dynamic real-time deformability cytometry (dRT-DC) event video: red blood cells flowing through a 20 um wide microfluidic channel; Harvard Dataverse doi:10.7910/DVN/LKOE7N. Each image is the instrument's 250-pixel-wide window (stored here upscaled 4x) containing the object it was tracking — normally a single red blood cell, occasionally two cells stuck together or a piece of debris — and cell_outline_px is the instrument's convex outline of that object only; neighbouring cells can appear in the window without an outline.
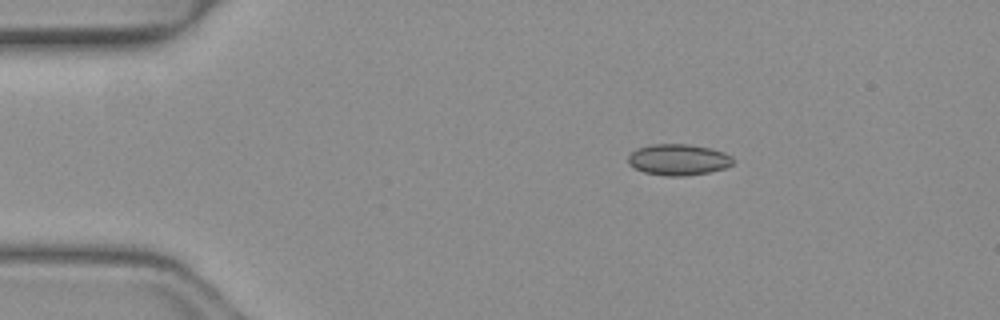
{"species": "common noctule bat (a hibernating species)", "species_latin": "Nyctalus noctula", "temperature_condition": "warm", "stored_images_in_passage": 43, "camera_frame_rate_fps": 3000, "um_per_image_px": 0.085, "animal": {"sex": "female", "body_mass_g": 19.3, "forearm_length_mm": 54.1}, "frame": {"image": 1, "passage_image": 1, "time_ms": 0.0, "image_size_px": [1000, 320], "cell_outline_px": [[732, 164], [724, 168], [708, 172], [684, 176], [664, 176], [644, 172], [628, 164], [628, 156], [636, 148], [652, 144], [688, 144], [712, 148], [724, 152], [732, 156]], "centroid_in_image_um": [57.64, 13.56], "position_along_channel_um": 27.4, "area_um2": 19.07}}
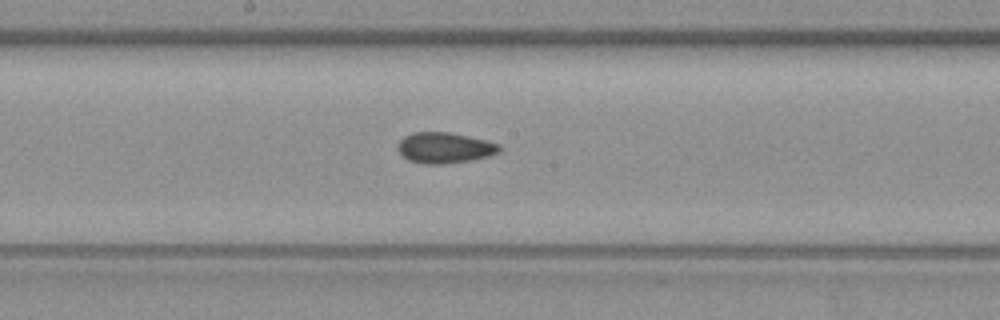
{"frame": {"image": 2, "passage_image": 19, "time_ms": 6.0, "image_size_px": [1000, 320], "cell_outline_px": [[500, 152], [488, 156], [472, 160], [444, 164], [424, 164], [408, 160], [396, 148], [400, 140], [404, 136], [412, 132], [448, 132], [488, 140], [500, 144]], "centroid_in_image_um": [37.8, 12.56], "position_along_channel_um": 210.4, "area_um2": 18.32}}
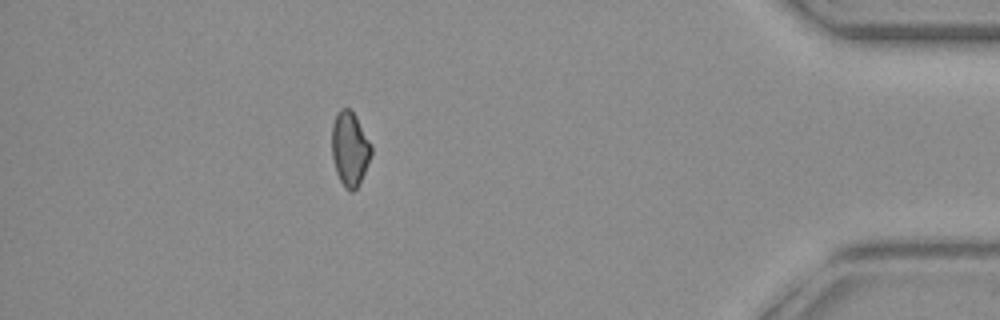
{"frame": {"image": 3, "passage_image": 37, "time_ms": 12.0, "image_size_px": [1000, 320], "cell_outline_px": [[372, 152], [364, 172], [356, 188], [352, 192], [344, 188], [336, 172], [332, 156], [332, 124], [336, 112], [340, 108], [348, 108], [356, 116], [372, 144]], "centroid_in_image_um": [29.72, 12.62], "position_along_channel_um": 405.5, "area_um2": 17.05}, "authors_computed_cell_mechanics": {"area_um2": 18.1492, "velocity_mm_per_s": 4.0941, "shape_relaxation_time_tau1_ms": null, "shape_relaxation_time_tau2_ms": 2.6395, "deformation_change_tau1": null, "deformation_change_tau2": 0.074}}